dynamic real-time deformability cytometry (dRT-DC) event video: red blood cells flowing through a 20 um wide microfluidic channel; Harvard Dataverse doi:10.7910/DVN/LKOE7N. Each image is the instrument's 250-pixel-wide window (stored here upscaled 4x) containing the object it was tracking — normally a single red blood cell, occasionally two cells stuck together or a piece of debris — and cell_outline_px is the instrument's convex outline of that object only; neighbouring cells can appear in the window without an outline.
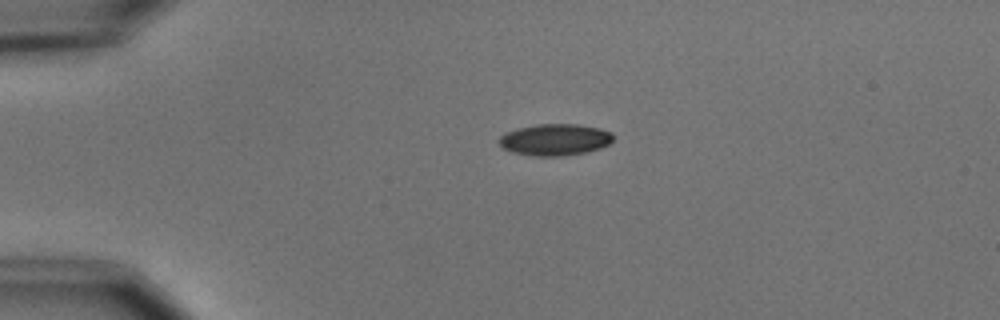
{"species": "common noctule bat (a hibernating species)", "species_latin": "Nyctalus noctula", "temperature_condition": "cold", "stored_images_in_passage": 2, "camera_frame_rate_fps": 3000, "um_per_image_px": 0.085, "animal": {"sex": "male", "body_mass_g": 15.6}, "frame": {"image": 1, "passage_image": 1, "time_ms": 0.0, "image_size_px": [1000, 320], "cell_outline_px": [[612, 140], [608, 144], [600, 148], [588, 152], [560, 156], [532, 156], [512, 152], [504, 148], [496, 140], [504, 132], [516, 128], [536, 124], [576, 124], [600, 128], [612, 132]], "centroid_in_image_um": [47.13, 11.87], "position_along_channel_um": 37.9, "area_um2": 21.21}}